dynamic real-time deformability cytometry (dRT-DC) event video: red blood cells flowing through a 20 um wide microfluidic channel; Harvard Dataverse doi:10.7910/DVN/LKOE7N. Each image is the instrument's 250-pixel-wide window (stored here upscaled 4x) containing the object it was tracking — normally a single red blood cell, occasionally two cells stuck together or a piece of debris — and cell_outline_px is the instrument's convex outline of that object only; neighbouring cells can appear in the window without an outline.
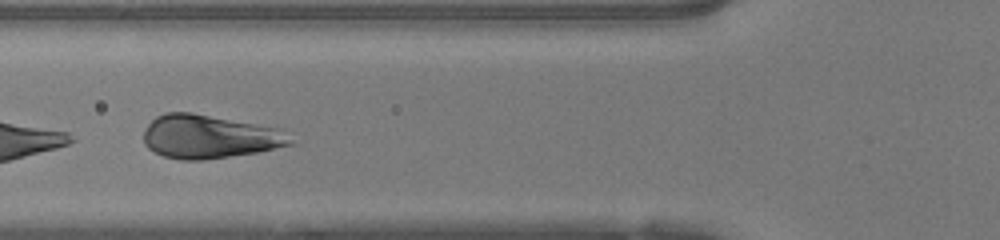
{"species": "human", "species_latin": "Homo sapiens", "temperature_condition": "warm", "stored_images_in_passage": 18, "camera_frame_rate_fps": 3000, "um_per_image_px": 0.085, "donor": {"sex": "female"}, "frame": {"image": 1, "passage_image": 13, "time_ms": 4.0, "image_size_px": [1000, 240], "cell_outline_px": [[296, 144], [260, 152], [204, 160], [180, 160], [164, 156], [148, 148], [144, 144], [144, 128], [156, 116], [164, 112], [192, 112], [280, 128]], "centroid_in_image_um": [17.8, 11.62], "position_along_channel_um": 108.0, "area_um2": 37.57}}